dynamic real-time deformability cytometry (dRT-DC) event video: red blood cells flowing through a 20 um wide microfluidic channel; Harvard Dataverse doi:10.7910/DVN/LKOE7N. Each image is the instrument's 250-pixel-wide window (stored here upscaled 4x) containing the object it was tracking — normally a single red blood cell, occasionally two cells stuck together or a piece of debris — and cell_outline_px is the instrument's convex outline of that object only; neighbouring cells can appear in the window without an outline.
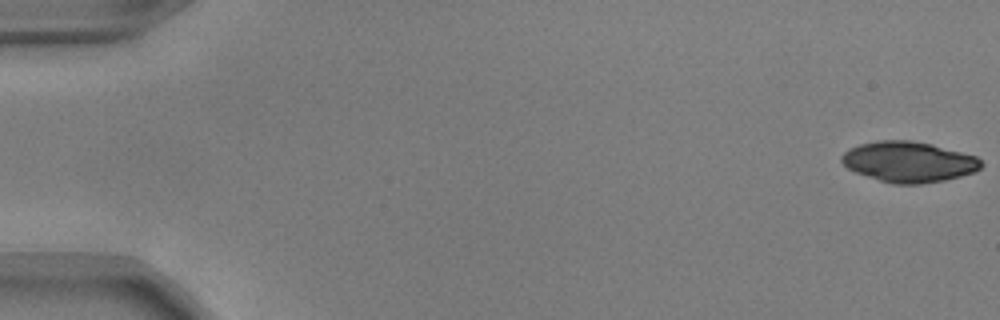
{"species": "common noctule bat (a hibernating species)", "species_latin": "Nyctalus noctula", "temperature_condition": "warm", "stored_images_in_passage": 52, "camera_frame_rate_fps": 3000, "um_per_image_px": 0.085, "animal": {"sex": "male", "body_mass_g": 17.9, "forearm_length_mm": 54.2}, "frame": {"image": 1, "passage_image": 1, "time_ms": 0.0, "image_size_px": [1000, 320], "cell_outline_px": [[984, 164], [980, 168], [972, 172], [960, 176], [944, 180], [920, 184], [892, 184], [856, 172], [848, 168], [840, 160], [840, 156], [848, 148], [860, 144], [876, 140], [912, 140], [932, 144], [976, 156]], "centroid_in_image_um": [77.22, 13.74], "position_along_channel_um": 7.8, "area_um2": 32.95}}